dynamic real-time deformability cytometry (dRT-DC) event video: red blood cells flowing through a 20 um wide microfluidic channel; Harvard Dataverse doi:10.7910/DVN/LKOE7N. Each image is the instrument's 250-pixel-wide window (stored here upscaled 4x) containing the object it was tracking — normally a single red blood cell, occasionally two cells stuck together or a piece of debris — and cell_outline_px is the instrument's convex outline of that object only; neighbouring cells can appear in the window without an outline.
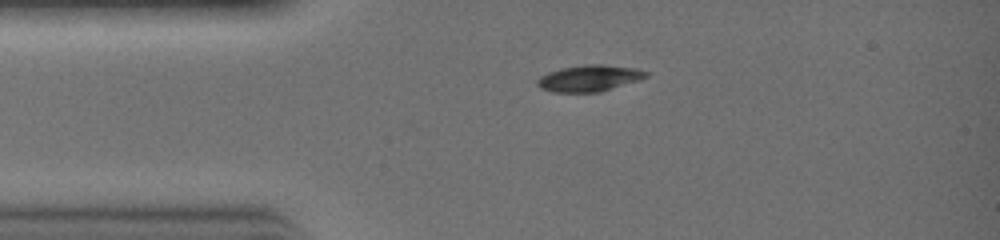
{"species": "common noctule bat (a hibernating species)", "species_latin": "Nyctalus noctula", "temperature_condition": "warm", "stored_images_in_passage": 11, "camera_frame_rate_fps": 3000, "um_per_image_px": 0.085, "animal": {"sex": "female", "body_mass_g": 19.0, "forearm_length_mm": 51.5}, "frame": {"image": 1, "passage_image": 1, "time_ms": 0.0, "image_size_px": [1000, 240], "cell_outline_px": [[648, 76], [640, 80], [600, 92], [552, 92], [540, 88], [536, 84], [536, 80], [540, 76], [548, 72], [560, 68], [584, 64], [600, 64], [636, 68], [648, 72]], "centroid_in_image_um": [50.07, 6.65], "position_along_channel_um": 34.9, "area_um2": 16.88}}